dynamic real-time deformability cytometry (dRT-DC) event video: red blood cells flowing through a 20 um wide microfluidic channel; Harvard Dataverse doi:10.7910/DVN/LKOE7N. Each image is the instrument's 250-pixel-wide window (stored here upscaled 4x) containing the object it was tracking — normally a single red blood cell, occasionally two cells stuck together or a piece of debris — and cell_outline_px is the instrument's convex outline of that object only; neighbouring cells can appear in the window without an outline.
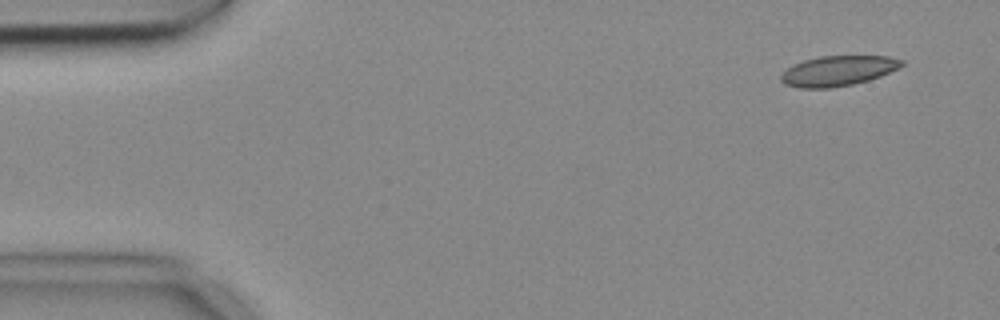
{"species": "common noctule bat (a hibernating species)", "species_latin": "Nyctalus noctula", "temperature_condition": "cold", "stored_images_in_passage": 5, "camera_frame_rate_fps": 3000, "um_per_image_px": 0.085, "animal": {"sex": "female", "body_mass_g": 18.4}, "frame": {"image": 1, "passage_image": 1, "time_ms": 0.0, "image_size_px": [1000, 320], "cell_outline_px": [[904, 64], [900, 68], [880, 76], [868, 80], [852, 84], [832, 88], [800, 88], [784, 84], [780, 80], [780, 76], [792, 64], [804, 60], [820, 56], [888, 56], [904, 60]], "centroid_in_image_um": [71.23, 6.02], "position_along_channel_um": 13.8, "area_um2": 21.27}}
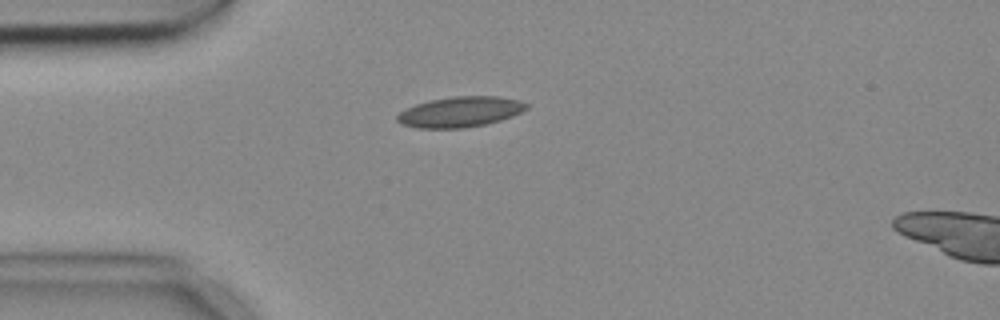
{"frame": {"image": 2, "passage_image": 4, "time_ms": 1.0, "image_size_px": [1000, 320], "cell_outline_px": [[528, 108], [512, 116], [488, 124], [464, 128], [416, 128], [400, 124], [396, 120], [396, 116], [400, 112], [416, 104], [432, 100], [452, 96], [500, 96], [520, 100], [528, 104]], "centroid_in_image_um": [39.12, 9.51], "position_along_channel_um": 45.9, "area_um2": 23.0}}